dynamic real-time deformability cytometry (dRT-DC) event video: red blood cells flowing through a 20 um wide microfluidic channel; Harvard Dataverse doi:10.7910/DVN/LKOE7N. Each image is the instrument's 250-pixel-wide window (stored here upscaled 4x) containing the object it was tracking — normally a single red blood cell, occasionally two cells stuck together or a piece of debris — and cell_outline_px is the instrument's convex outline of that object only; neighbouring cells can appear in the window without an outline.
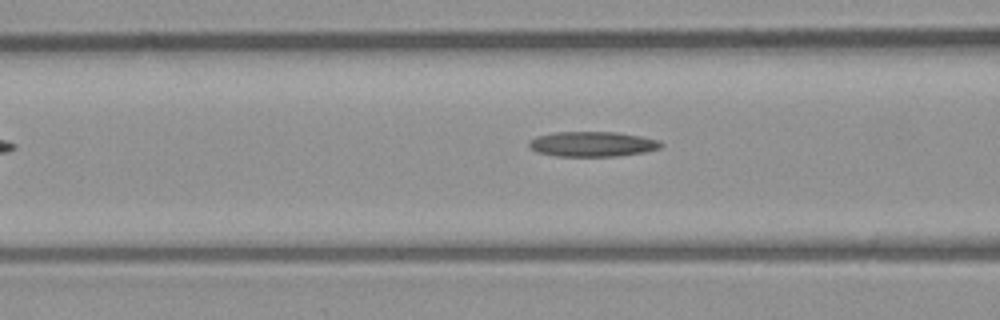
{"species": "common noctule bat (a hibernating species)", "species_latin": "Nyctalus noctula", "temperature_condition": "room temperature", "stored_images_in_passage": 9, "camera_frame_rate_fps": 3000, "um_per_image_px": 0.085, "animal": {"sex": "male", "body_mass_g": 23.1, "forearm_length_mm": 52.7}, "frame": {"image": 1, "passage_image": 7, "time_ms": 2.0, "image_size_px": [1000, 320], "cell_outline_px": [[664, 144], [660, 148], [644, 152], [616, 156], [556, 156], [536, 152], [528, 148], [528, 140], [536, 136], [556, 132], [616, 132], [640, 136], [660, 140]], "centroid_in_image_um": [50.32, 12.24], "position_along_channel_um": 116.3, "area_um2": 19.42}}